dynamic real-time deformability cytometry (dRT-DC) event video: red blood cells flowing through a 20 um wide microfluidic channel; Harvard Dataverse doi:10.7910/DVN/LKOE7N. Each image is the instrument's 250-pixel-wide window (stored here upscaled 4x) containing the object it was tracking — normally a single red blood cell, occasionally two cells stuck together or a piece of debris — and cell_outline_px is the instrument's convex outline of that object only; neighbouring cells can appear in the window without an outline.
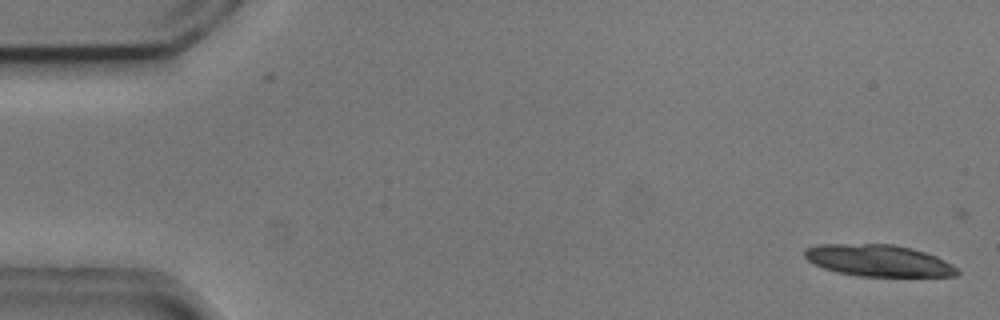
{"species": "common noctule bat (a hibernating species)", "species_latin": "Nyctalus noctula", "temperature_condition": "cold", "stored_images_in_passage": 32, "camera_frame_rate_fps": 3000, "um_per_image_px": 0.085, "animal": {"sex": "male", "body_mass_g": 20.5, "forearm_length_mm": 52.5}, "frame": {"image": 1, "passage_image": 1, "time_ms": 0.0, "image_size_px": [1000, 320], "cell_outline_px": [[960, 272], [956, 276], [856, 276], [836, 272], [812, 264], [804, 256], [804, 248], [820, 244], [892, 244], [912, 248], [936, 256], [952, 264]], "centroid_in_image_um": [74.64, 22.15], "position_along_channel_um": 10.4, "area_um2": 28.26}}
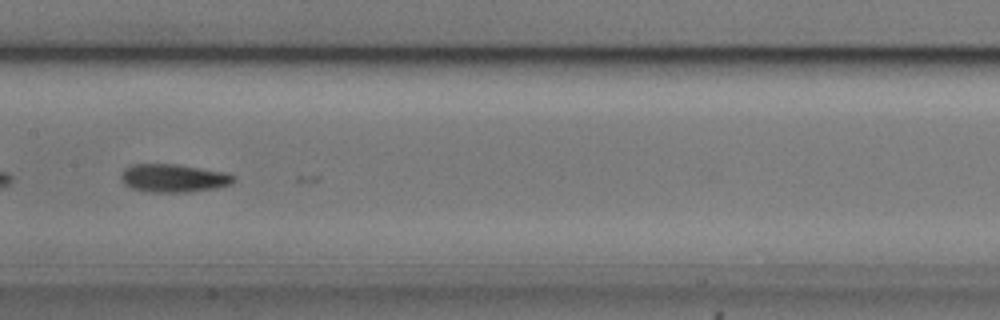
{"frame": {"image": 2, "passage_image": 27, "time_ms": 8.667, "image_size_px": [1000, 320], "cell_outline_px": [[236, 180], [232, 184], [192, 192], [148, 192], [132, 188], [124, 184], [120, 180], [120, 172], [124, 168], [132, 164], [180, 164], [224, 172], [236, 176]], "centroid_in_image_um": [14.72, 15.13], "position_along_channel_um": 192.7, "area_um2": 18.73}}